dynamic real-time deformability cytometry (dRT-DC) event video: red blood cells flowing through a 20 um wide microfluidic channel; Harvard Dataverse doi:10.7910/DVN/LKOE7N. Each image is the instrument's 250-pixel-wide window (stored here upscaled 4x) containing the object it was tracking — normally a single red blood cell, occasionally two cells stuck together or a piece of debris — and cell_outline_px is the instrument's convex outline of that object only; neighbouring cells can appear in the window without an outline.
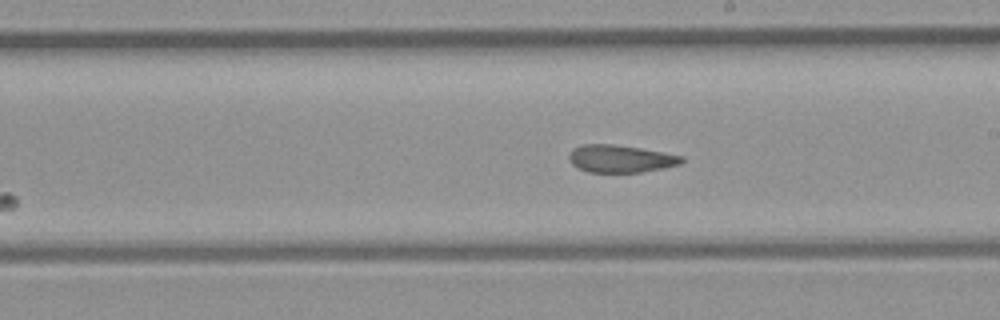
{"species": "common noctule bat (a hibernating species)", "species_latin": "Nyctalus noctula", "temperature_condition": "room temperature", "stored_images_in_passage": 7, "camera_frame_rate_fps": 3000, "um_per_image_px": 0.085, "animal": {"sex": "female", "body_mass_g": 21.9}, "frame": {"image": 1, "passage_image": 7, "time_ms": 7.0, "image_size_px": [1000, 320], "cell_outline_px": [[684, 160], [680, 164], [640, 172], [588, 172], [572, 164], [568, 160], [568, 156], [572, 148], [580, 144], [612, 144], [640, 148], [684, 156]], "centroid_in_image_um": [52.7, 13.48], "position_along_channel_um": 236.3, "area_um2": 17.98}}